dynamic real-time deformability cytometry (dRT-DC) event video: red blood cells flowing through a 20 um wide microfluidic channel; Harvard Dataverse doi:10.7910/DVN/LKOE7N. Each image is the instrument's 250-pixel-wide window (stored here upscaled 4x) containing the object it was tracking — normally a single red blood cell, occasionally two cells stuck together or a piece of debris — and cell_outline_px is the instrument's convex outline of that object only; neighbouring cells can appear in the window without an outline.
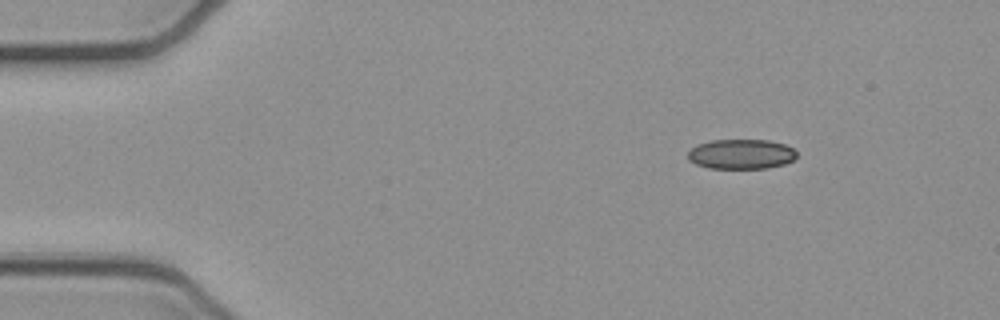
{"species": "common noctule bat (a hibernating species)", "species_latin": "Nyctalus noctula", "temperature_condition": "cold", "stored_images_in_passage": 46, "camera_frame_rate_fps": 3000, "um_per_image_px": 0.085, "animal": {"sex": "female", "body_mass_g": 21.9}, "frame": {"image": 1, "passage_image": 1, "time_ms": 0.0, "image_size_px": [1000, 320], "cell_outline_px": [[796, 156], [792, 160], [784, 164], [768, 168], [708, 168], [696, 164], [688, 160], [688, 152], [696, 144], [712, 140], [768, 140], [784, 144], [792, 148], [796, 152]], "centroid_in_image_um": [62.97, 13.1], "position_along_channel_um": 22.0, "area_um2": 18.9}}
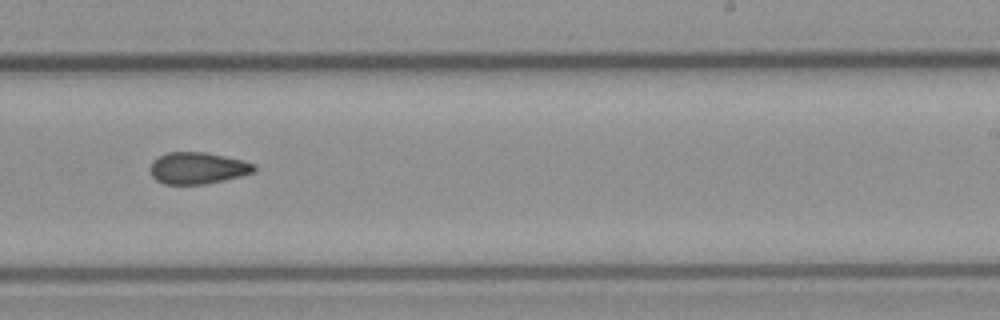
{"frame": {"image": 2, "passage_image": 26, "time_ms": 8.333, "image_size_px": [1000, 320], "cell_outline_px": [[256, 172], [224, 180], [204, 184], [164, 184], [156, 180], [152, 176], [152, 160], [168, 152], [204, 152], [244, 160], [256, 164]], "centroid_in_image_um": [16.85, 14.29], "position_along_channel_um": 272.2, "area_um2": 19.13}}
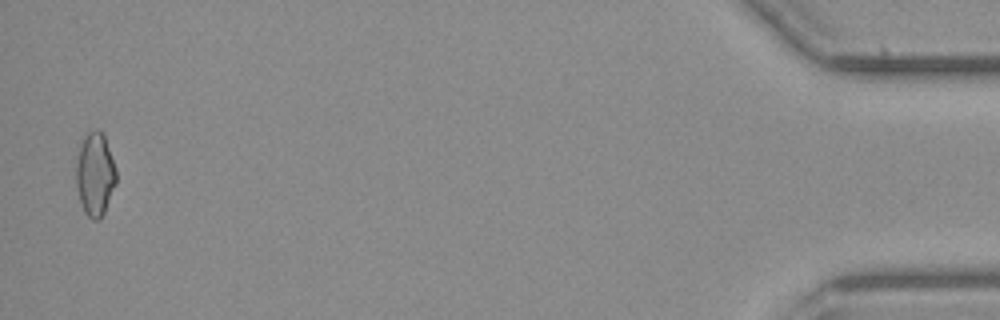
{"frame": {"image": 3, "passage_image": 45, "time_ms": 14.667, "image_size_px": [1000, 320], "cell_outline_px": [[116, 184], [104, 212], [100, 220], [92, 220], [84, 212], [76, 188], [76, 164], [80, 144], [88, 132], [96, 128], [104, 136], [116, 168]], "centroid_in_image_um": [8.07, 14.84], "position_along_channel_um": 427.1, "area_um2": 19.42}, "authors_computed_cell_mechanics": {"area_um2": 19.3341, "velocity_mm_per_s": 3.9439, "shape_relaxation_time_tau1_ms": null, "shape_relaxation_time_tau2_ms": 4.0447, "deformation_change_tau1": null, "deformation_change_tau2": 0.1058}}